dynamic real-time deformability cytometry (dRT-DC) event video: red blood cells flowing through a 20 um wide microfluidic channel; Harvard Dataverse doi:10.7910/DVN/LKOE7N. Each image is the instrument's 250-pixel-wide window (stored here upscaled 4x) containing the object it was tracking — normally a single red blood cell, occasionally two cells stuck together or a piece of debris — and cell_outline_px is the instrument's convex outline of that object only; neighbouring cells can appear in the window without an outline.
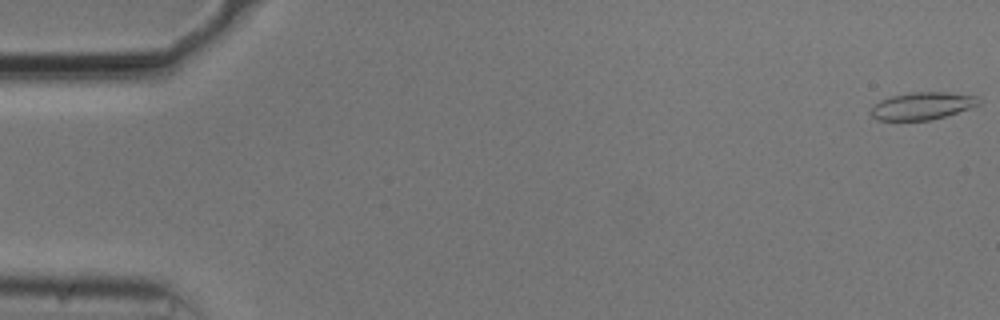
{"species": "common noctule bat (a hibernating species)", "species_latin": "Nyctalus noctula", "temperature_condition": "cold", "stored_images_in_passage": 13, "camera_frame_rate_fps": 3000, "um_per_image_px": 0.085, "animal": {"sex": "male", "body_mass_g": 20.5, "forearm_length_mm": 52.5}, "frame": {"image": 1, "passage_image": 1, "time_ms": 0.0, "image_size_px": [1000, 320], "cell_outline_px": [[980, 104], [944, 116], [928, 120], [876, 120], [868, 112], [880, 100], [892, 96], [912, 92], [948, 92], [976, 96], [980, 100]], "centroid_in_image_um": [78.36, 8.99], "position_along_channel_um": 6.6, "area_um2": 16.99}}